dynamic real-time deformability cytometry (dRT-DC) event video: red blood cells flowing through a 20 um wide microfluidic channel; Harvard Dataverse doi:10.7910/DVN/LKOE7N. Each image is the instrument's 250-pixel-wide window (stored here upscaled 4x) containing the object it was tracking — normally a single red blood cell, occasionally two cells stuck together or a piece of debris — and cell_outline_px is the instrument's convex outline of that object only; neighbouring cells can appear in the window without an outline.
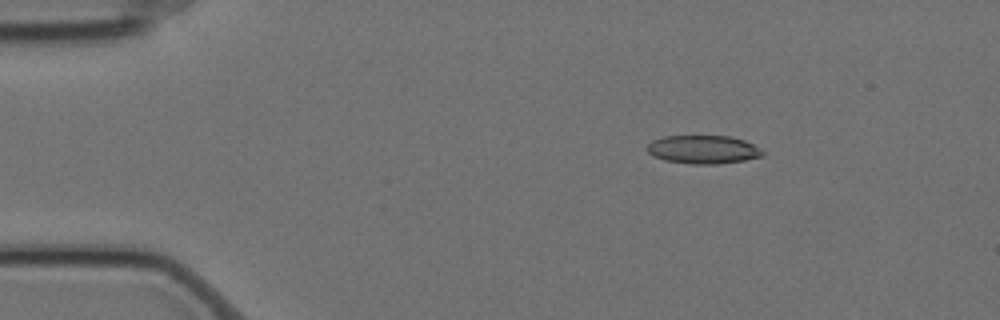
{"species": "Egyptian fruit bat (a non-hibernating species)", "species_latin": "Rousettus aegyptiacus", "temperature_condition": "cold", "stored_images_in_passage": 5, "camera_frame_rate_fps": 3000, "um_per_image_px": 0.085, "animal": {"sex": "female"}, "frame": {"image": 1, "passage_image": 3, "time_ms": 0.667, "image_size_px": [1000, 320], "cell_outline_px": [[768, 152], [764, 156], [744, 160], [716, 164], [692, 164], [664, 160], [652, 156], [644, 148], [652, 140], [664, 136], [728, 136], [744, 140]], "centroid_in_image_um": [59.77, 12.71], "position_along_channel_um": 25.2, "area_um2": 19.31}}